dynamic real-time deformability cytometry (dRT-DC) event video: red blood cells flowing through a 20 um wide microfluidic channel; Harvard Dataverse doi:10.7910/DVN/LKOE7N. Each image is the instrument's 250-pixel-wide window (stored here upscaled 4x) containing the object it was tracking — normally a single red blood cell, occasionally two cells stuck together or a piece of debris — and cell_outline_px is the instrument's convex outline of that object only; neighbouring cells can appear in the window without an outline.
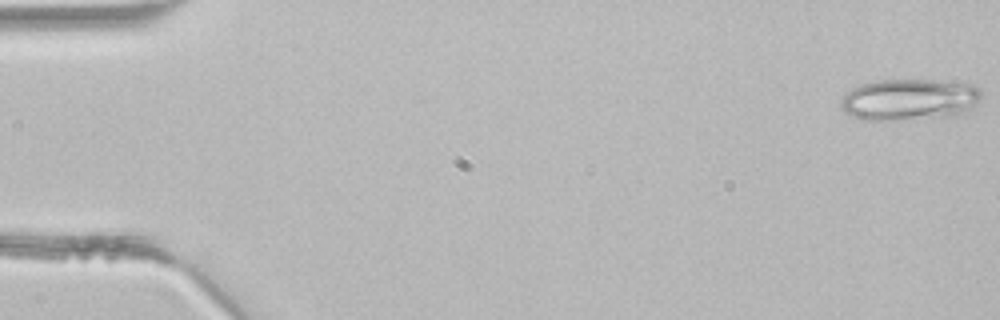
{"species": "common noctule bat (a hibernating species)", "species_latin": "Nyctalus noctula", "temperature_condition": "room temperature", "stored_images_in_passage": 3, "camera_frame_rate_fps": 3000, "um_per_image_px": 0.085, "animal": {"sex": "male", "body_mass_g": 21.5, "forearm_length_mm": 52.0}, "frame": {"image": 1, "passage_image": 1, "time_ms": 0.0, "image_size_px": [1000, 320], "cell_outline_px": [[980, 96], [972, 108], [964, 116], [904, 120], [864, 120], [852, 116], [844, 112], [840, 108], [840, 100], [852, 88], [860, 84], [880, 80], [932, 80], [972, 84], [980, 88]], "centroid_in_image_um": [77.31, 8.49], "position_along_channel_um": 7.7, "area_um2": 34.51}}